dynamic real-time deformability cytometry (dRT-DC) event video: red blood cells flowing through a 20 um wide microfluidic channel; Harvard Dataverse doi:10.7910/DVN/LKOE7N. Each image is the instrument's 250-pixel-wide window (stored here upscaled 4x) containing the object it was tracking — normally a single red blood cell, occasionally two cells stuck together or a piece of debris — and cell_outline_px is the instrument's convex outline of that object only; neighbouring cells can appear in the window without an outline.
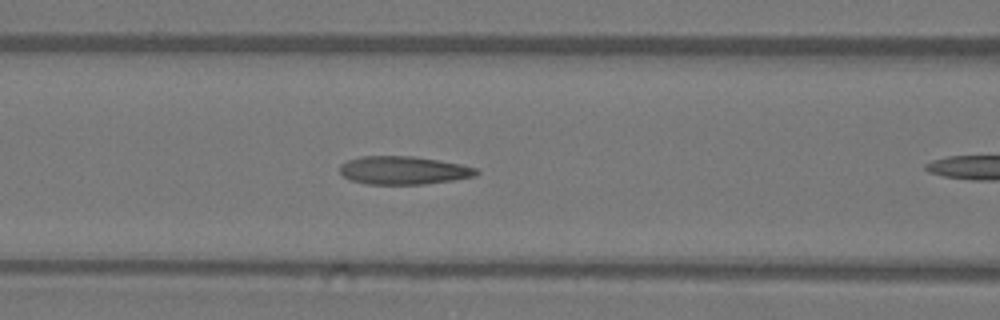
{"species": "Egyptian fruit bat (a non-hibernating species)", "species_latin": "Rousettus aegyptiacus", "temperature_condition": "warm", "stored_images_in_passage": 26, "camera_frame_rate_fps": 3000, "um_per_image_px": 0.085, "animal": {"sex": "female"}, "frame": {"image": 1, "passage_image": 22, "time_ms": 7.0, "image_size_px": [1000, 320], "cell_outline_px": [[480, 172], [476, 176], [452, 180], [424, 184], [364, 184], [348, 180], [340, 172], [340, 164], [348, 160], [360, 156], [412, 156], [460, 164], [476, 168]], "centroid_in_image_um": [34.26, 14.48], "position_along_channel_um": 132.3, "area_um2": 22.43}}